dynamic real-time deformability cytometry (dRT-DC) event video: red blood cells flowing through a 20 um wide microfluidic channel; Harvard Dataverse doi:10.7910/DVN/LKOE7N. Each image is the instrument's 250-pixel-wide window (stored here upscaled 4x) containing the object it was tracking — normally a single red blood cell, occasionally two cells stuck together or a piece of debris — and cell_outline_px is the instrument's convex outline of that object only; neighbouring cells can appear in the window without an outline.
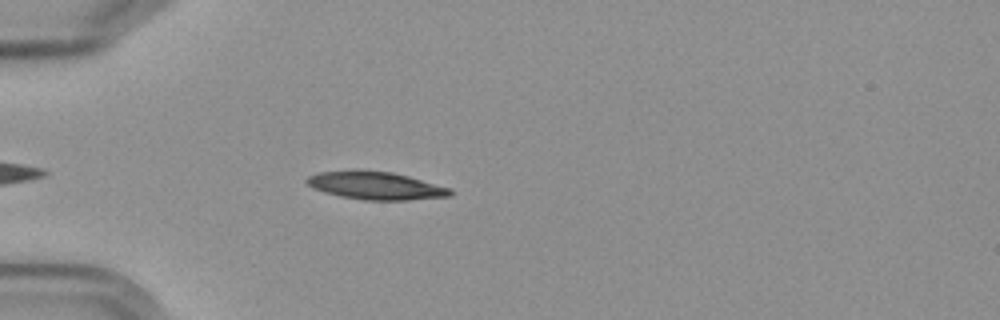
{"species": "Egyptian fruit bat (a non-hibernating species)", "species_latin": "Rousettus aegyptiacus", "temperature_condition": "cold", "stored_images_in_passage": 5, "camera_frame_rate_fps": 3000, "um_per_image_px": 0.085, "frame": {"image": 1, "passage_image": 5, "time_ms": 5.333, "image_size_px": [1000, 320], "cell_outline_px": [[452, 196], [408, 200], [364, 200], [340, 196], [324, 192], [312, 188], [304, 180], [308, 176], [316, 172], [356, 168], [392, 172], [408, 176], [452, 188]], "centroid_in_image_um": [31.89, 15.75], "position_along_channel_um": 53.1, "area_um2": 23.87}}